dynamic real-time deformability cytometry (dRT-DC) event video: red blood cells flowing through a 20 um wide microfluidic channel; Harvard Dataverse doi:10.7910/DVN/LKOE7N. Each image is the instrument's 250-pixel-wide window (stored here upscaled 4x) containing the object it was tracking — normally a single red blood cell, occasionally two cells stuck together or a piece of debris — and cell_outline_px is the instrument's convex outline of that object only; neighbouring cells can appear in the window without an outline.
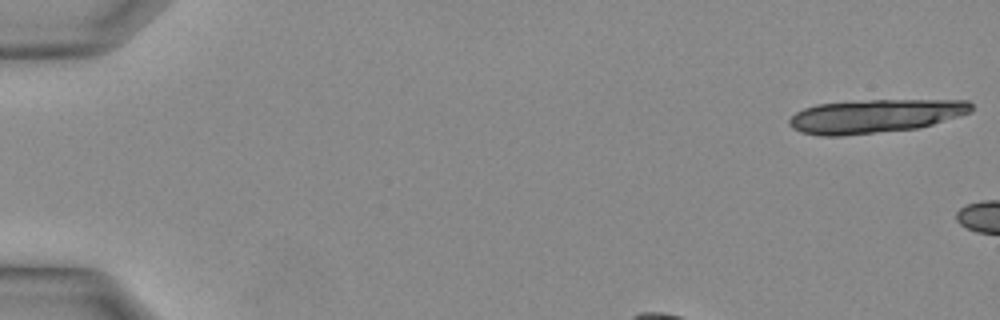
{"species": "Egyptian fruit bat (a non-hibernating species)", "species_latin": "Rousettus aegyptiacus", "temperature_condition": "warm", "stored_images_in_passage": 4, "camera_frame_rate_fps": 3000, "um_per_image_px": 0.085, "animal": {"sex": "female"}, "frame": {"image": 1, "passage_image": 1, "time_ms": 0.0, "image_size_px": [1000, 320], "cell_outline_px": [[972, 112], [960, 116], [920, 128], [844, 136], [824, 136], [800, 132], [792, 128], [788, 124], [788, 120], [796, 112], [804, 108], [816, 104], [868, 100], [968, 100], [972, 104]], "centroid_in_image_um": [74.38, 9.87], "position_along_channel_um": 10.6, "area_um2": 35.89}}